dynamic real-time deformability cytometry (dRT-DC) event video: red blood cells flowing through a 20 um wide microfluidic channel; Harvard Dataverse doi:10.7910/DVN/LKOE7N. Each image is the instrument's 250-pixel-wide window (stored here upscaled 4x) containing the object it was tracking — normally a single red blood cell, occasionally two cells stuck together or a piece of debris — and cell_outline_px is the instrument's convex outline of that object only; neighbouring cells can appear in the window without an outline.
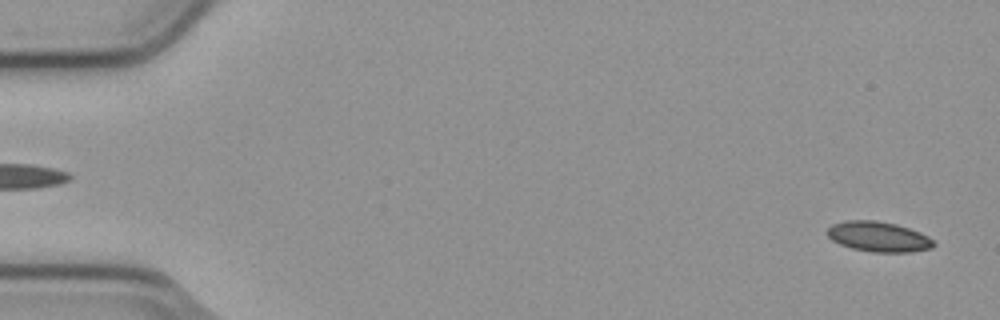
{"species": "common noctule bat (a hibernating species)", "species_latin": "Nyctalus noctula", "temperature_condition": "cold", "stored_images_in_passage": 54, "camera_frame_rate_fps": 3000, "um_per_image_px": 0.085, "animal": {"sex": "male", "body_mass_g": 23.1, "forearm_length_mm": 52.7}, "frame": {"image": 1, "passage_image": 2, "time_ms": 0.333, "image_size_px": [1000, 320], "cell_outline_px": [[936, 244], [932, 248], [912, 252], [872, 252], [852, 248], [840, 244], [832, 240], [824, 232], [832, 224], [844, 220], [876, 220], [896, 224], [920, 232], [928, 236]], "centroid_in_image_um": [74.65, 20.11], "position_along_channel_um": 10.3, "area_um2": 18.84}}
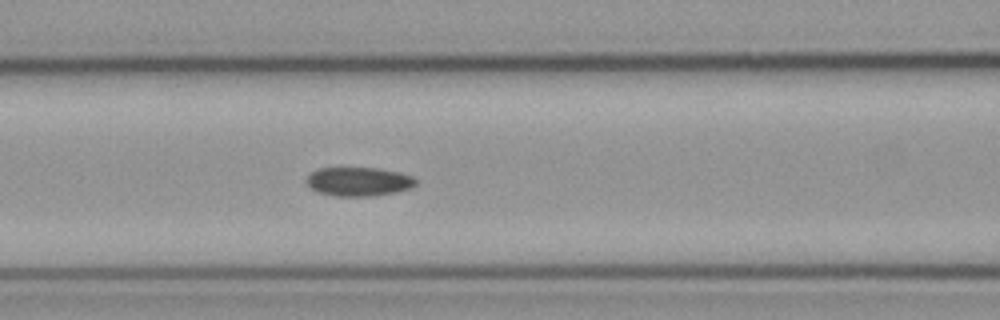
{"frame": {"image": 2, "passage_image": 23, "time_ms": 7.333, "image_size_px": [1000, 320], "cell_outline_px": [[416, 184], [412, 188], [396, 192], [372, 196], [336, 196], [316, 192], [304, 180], [312, 172], [320, 168], [376, 168], [400, 172], [412, 176], [416, 180]], "centroid_in_image_um": [30.5, 15.44], "position_along_channel_um": 136.1, "area_um2": 18.44}}
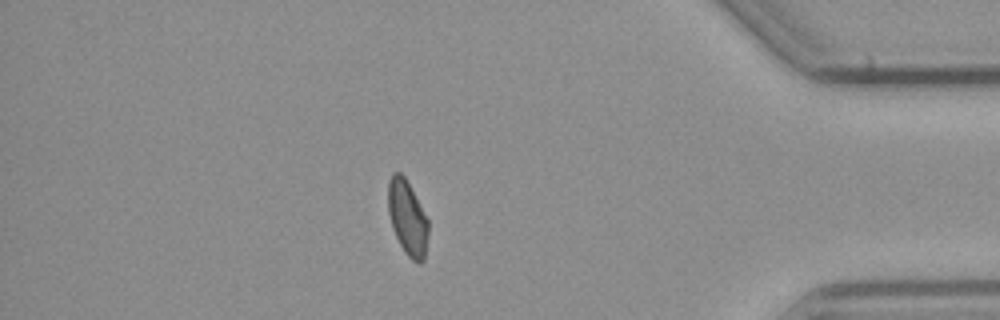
{"frame": {"image": 3, "passage_image": 47, "time_ms": 15.333, "image_size_px": [1000, 320], "cell_outline_px": [[428, 236], [424, 260], [420, 264], [412, 260], [404, 252], [392, 228], [388, 212], [388, 180], [392, 172], [400, 172], [404, 176], [428, 220]], "centroid_in_image_um": [34.62, 18.53], "position_along_channel_um": 400.6, "area_um2": 17.46}, "authors_computed_cell_mechanics": {"area_um2": 18.4671, "velocity_mm_per_s": 3.7916, "shape_relaxation_time_tau1_ms": null, "shape_relaxation_time_tau2_ms": 7.6428, "deformation_change_tau1": null, "deformation_change_tau2": 0.1037}}